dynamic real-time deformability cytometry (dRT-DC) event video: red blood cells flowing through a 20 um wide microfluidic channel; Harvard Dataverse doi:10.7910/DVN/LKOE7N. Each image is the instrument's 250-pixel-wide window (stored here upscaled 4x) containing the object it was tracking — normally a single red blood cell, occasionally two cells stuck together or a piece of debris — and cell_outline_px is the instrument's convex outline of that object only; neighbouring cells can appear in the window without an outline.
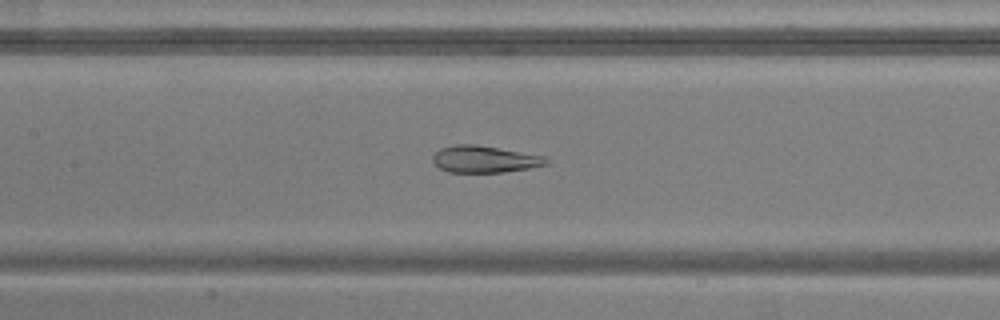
{"species": "common noctule bat (a hibernating species)", "species_latin": "Nyctalus noctula", "temperature_condition": "warm", "stored_images_in_passage": 39, "camera_frame_rate_fps": 3000, "um_per_image_px": 0.085, "animal": {"sex": "male", "body_mass_g": 20.5, "forearm_length_mm": 52.5}, "frame": {"image": 1, "passage_image": 10, "time_ms": 3.0, "image_size_px": [1000, 320], "cell_outline_px": [[548, 164], [528, 168], [500, 172], [448, 172], [440, 168], [432, 160], [432, 156], [440, 148], [456, 144], [476, 144], [544, 156], [548, 160]], "centroid_in_image_um": [41.15, 13.52], "position_along_channel_um": 166.2, "area_um2": 17.57}}
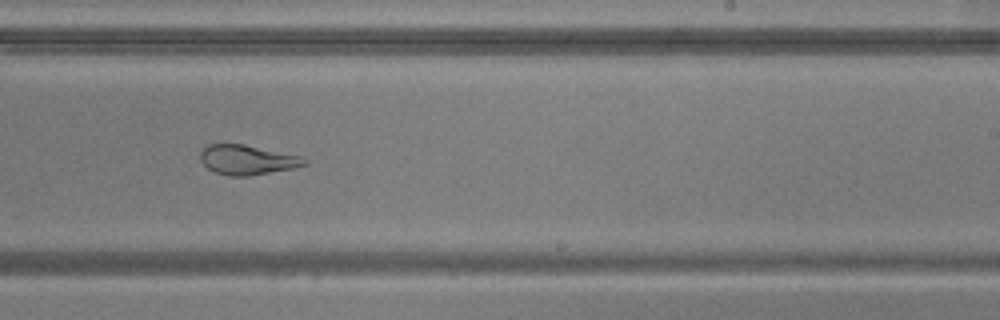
{"frame": {"image": 2, "passage_image": 18, "time_ms": 5.667, "image_size_px": [1000, 320], "cell_outline_px": [[308, 164], [292, 168], [248, 176], [228, 176], [216, 172], [208, 168], [200, 160], [200, 152], [208, 144], [244, 144], [300, 156], [308, 160]], "centroid_in_image_um": [21.0, 13.58], "position_along_channel_um": 268.0, "area_um2": 17.86}}
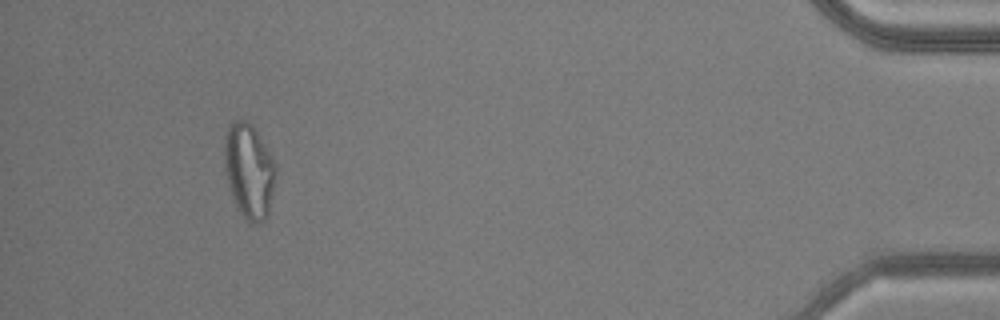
{"frame": {"image": 3, "passage_image": 35, "time_ms": 11.333, "image_size_px": [1000, 320], "cell_outline_px": [[276, 176], [268, 216], [260, 224], [252, 224], [244, 216], [236, 204], [232, 196], [228, 184], [224, 168], [224, 136], [228, 124], [232, 120], [248, 120], [256, 128], [276, 164]], "centroid_in_image_um": [21.17, 14.47], "position_along_channel_um": 414.0, "area_um2": 28.78}, "authors_computed_cell_mechanics": {"area_um2": 20.6924, "velocity_mm_per_s": 3.8292, "shape_relaxation_time_tau1_ms": null, "shape_relaxation_time_tau2_ms": 1.383, "deformation_change_tau1": null, "deformation_change_tau2": 0.0792}}